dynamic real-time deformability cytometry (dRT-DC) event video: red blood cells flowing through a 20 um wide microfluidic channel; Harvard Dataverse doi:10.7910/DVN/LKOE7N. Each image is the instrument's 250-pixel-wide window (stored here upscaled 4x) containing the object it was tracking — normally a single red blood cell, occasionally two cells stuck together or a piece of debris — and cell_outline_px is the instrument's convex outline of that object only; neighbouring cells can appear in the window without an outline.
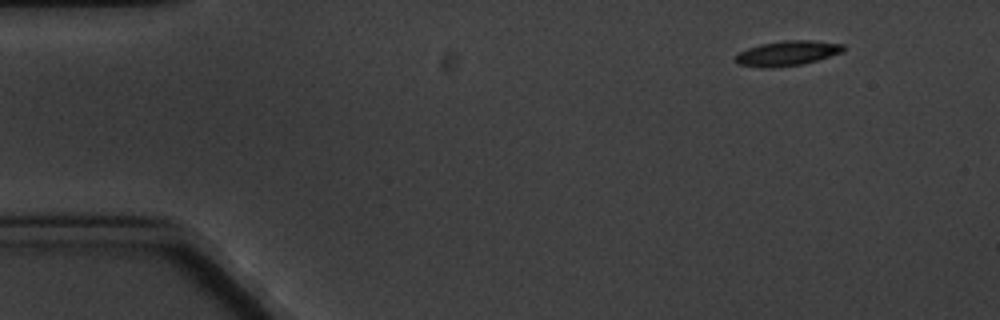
{"species": "common noctule bat (a hibernating species)", "species_latin": "Nyctalus noctula", "temperature_condition": "cold", "stored_images_in_passage": 4, "camera_frame_rate_fps": 3000, "um_per_image_px": 0.085, "animal": {"sex": "male", "body_mass_g": 20.1, "forearm_length_mm": 53.5}, "frame": {"image": 1, "passage_image": 1, "time_ms": 0.0, "image_size_px": [1000, 320], "cell_outline_px": [[844, 52], [804, 64], [776, 68], [760, 68], [736, 64], [732, 60], [740, 52], [748, 48], [760, 44], [784, 40], [812, 40], [844, 44]], "centroid_in_image_um": [66.9, 4.54], "position_along_channel_um": 18.1, "area_um2": 16.01}}
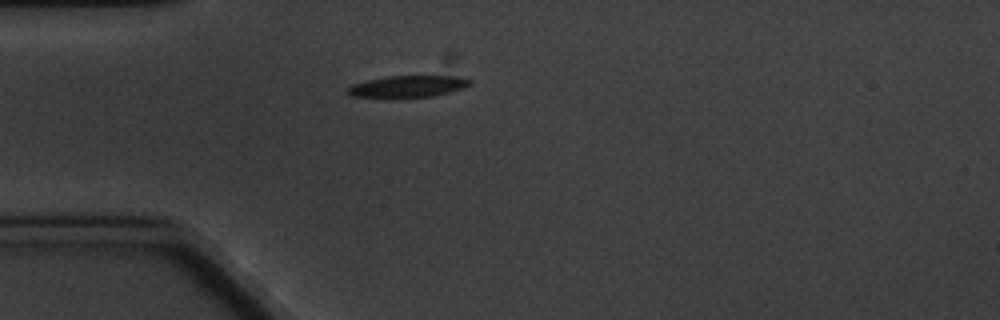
{"frame": {"image": 2, "passage_image": 4, "time_ms": 3.333, "image_size_px": [1000, 320], "cell_outline_px": [[472, 84], [464, 88], [432, 96], [396, 100], [388, 100], [352, 96], [348, 92], [348, 88], [352, 84], [368, 80], [388, 76], [452, 76], [472, 80]], "centroid_in_image_um": [34.61, 7.39], "position_along_channel_um": 50.4, "area_um2": 16.07}}